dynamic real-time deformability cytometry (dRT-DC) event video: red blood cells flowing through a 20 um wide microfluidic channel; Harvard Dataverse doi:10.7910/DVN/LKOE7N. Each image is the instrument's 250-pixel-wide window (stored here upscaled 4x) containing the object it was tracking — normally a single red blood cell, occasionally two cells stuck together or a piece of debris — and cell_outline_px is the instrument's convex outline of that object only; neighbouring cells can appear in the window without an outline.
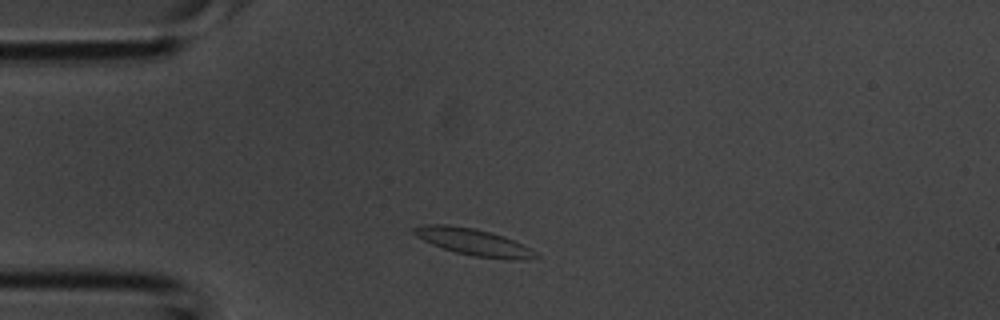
{"species": "common noctule bat (a hibernating species)", "species_latin": "Nyctalus noctula", "temperature_condition": "room temperature", "stored_images_in_passage": 2, "camera_frame_rate_fps": 3000, "um_per_image_px": 0.085, "animal": {"sex": "male", "body_mass_g": 20.1, "forearm_length_mm": 53.5}, "frame": {"image": 1, "passage_image": 1, "time_ms": 0.0, "image_size_px": [1000, 320], "cell_outline_px": [[540, 256], [524, 260], [512, 260], [472, 256], [456, 252], [432, 244], [416, 236], [412, 232], [412, 228], [424, 224], [444, 224], [476, 228], [504, 236], [524, 244], [536, 252]], "centroid_in_image_um": [40.28, 20.57], "position_along_channel_um": 44.7, "area_um2": 19.13}}